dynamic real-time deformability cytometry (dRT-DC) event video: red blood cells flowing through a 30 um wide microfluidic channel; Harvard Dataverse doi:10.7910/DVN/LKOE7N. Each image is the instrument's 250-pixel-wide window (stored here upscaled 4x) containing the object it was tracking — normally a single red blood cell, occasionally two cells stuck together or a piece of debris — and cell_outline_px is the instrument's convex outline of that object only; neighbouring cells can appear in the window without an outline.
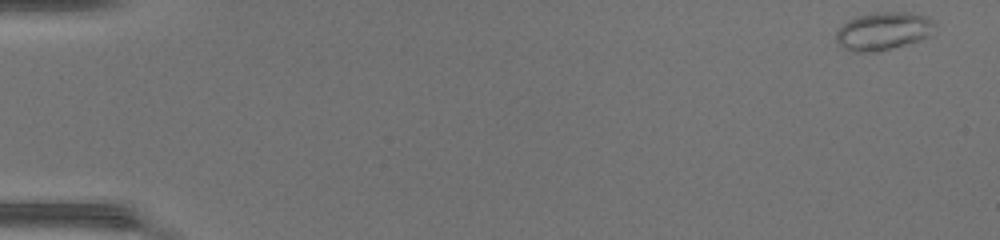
{"species": "common noctule bat (a hibernating species)", "species_latin": "Nyctalus noctula", "temperature_condition": "warm", "stored_images_in_passage": 48, "camera_frame_rate_fps": 3000, "um_per_image_px": 0.085, "animal": {"sex": "female", "body_mass_g": 17.0, "forearm_length_mm": 48.0}, "frame": {"image": 1, "passage_image": 1, "time_ms": 0.0, "image_size_px": [1000, 240], "cell_outline_px": [[936, 24], [928, 36], [920, 40], [876, 52], [852, 52], [844, 48], [836, 40], [836, 32], [848, 20], [860, 16], [876, 12], [912, 12], [928, 16]], "centroid_in_image_um": [75.1, 2.64], "position_along_channel_um": 9.9, "area_um2": 21.68}}
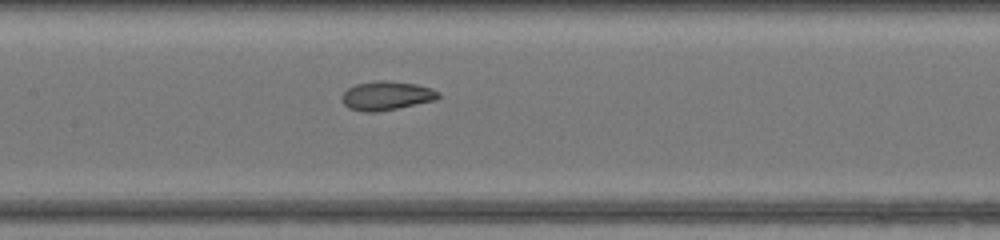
{"frame": {"image": 2, "passage_image": 24, "time_ms": 7.667, "image_size_px": [1000, 240], "cell_outline_px": [[440, 96], [436, 100], [376, 112], [364, 112], [348, 108], [344, 104], [340, 96], [348, 88], [356, 84], [376, 80], [388, 80], [416, 84], [432, 88], [440, 92]], "centroid_in_image_um": [32.85, 8.12], "position_along_channel_um": 174.6, "area_um2": 16.36}}
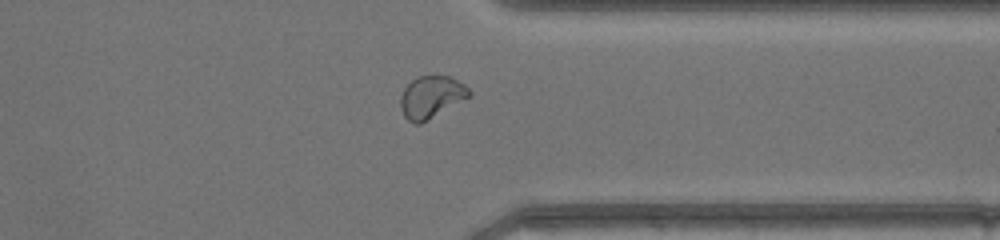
{"frame": {"image": 3, "passage_image": 38, "time_ms": 12.333, "image_size_px": [1000, 240], "cell_outline_px": [[472, 92], [468, 96], [420, 124], [412, 124], [404, 116], [400, 108], [400, 96], [404, 88], [416, 76], [452, 76], [464, 84]], "centroid_in_image_um": [36.61, 8.23], "position_along_channel_um": 374.8, "area_um2": 16.65}, "authors_computed_cell_mechanics": {"area_um2": 17.8602, "velocity_mm_per_s": 4.3293, "shape_relaxation_time_tau1_ms": 4.462, "shape_relaxation_time_tau2_ms": 0.9415, "deformation_change_tau1": 0.1837, "deformation_change_tau2": 0.0551}}